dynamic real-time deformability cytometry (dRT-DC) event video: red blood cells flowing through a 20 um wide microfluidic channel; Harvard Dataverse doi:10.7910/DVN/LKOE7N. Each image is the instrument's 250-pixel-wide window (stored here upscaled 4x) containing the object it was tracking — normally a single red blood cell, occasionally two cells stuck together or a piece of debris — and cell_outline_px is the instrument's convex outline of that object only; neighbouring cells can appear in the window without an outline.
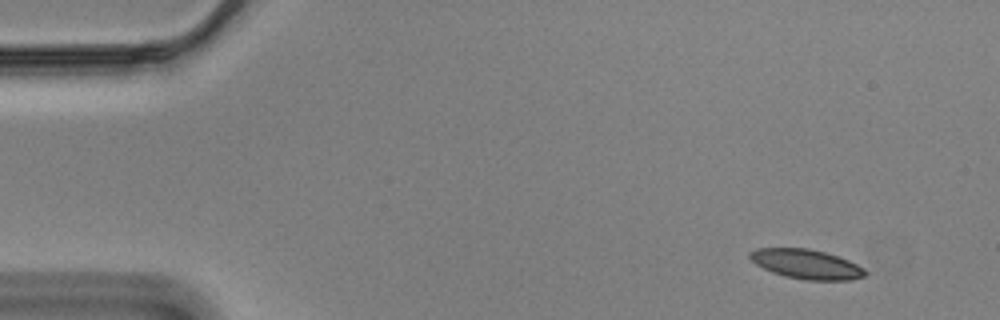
{"species": "Egyptian fruit bat (a non-hibernating species)", "species_latin": "Rousettus aegyptiacus", "temperature_condition": "cold", "stored_images_in_passage": 25, "camera_frame_rate_fps": 3000, "um_per_image_px": 0.085, "animal": {"sex": "male"}, "frame": {"image": 1, "passage_image": 1, "time_ms": 0.0, "image_size_px": [1000, 320], "cell_outline_px": [[868, 272], [864, 276], [848, 280], [804, 280], [784, 276], [772, 272], [756, 264], [748, 256], [748, 252], [756, 248], [808, 248], [824, 252], [848, 260], [864, 268]], "centroid_in_image_um": [68.52, 22.45], "position_along_channel_um": 16.5, "area_um2": 19.77}}
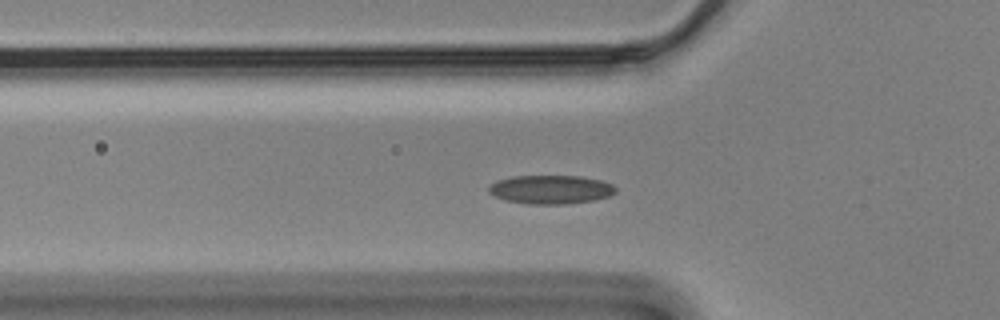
{"frame": {"image": 2, "passage_image": 15, "time_ms": 4.667, "image_size_px": [1000, 320], "cell_outline_px": [[616, 192], [608, 196], [592, 200], [564, 204], [528, 204], [508, 200], [496, 196], [488, 192], [488, 188], [496, 180], [512, 176], [580, 176], [600, 180], [612, 184], [616, 188]], "centroid_in_image_um": [46.81, 16.1], "position_along_channel_um": 79.0, "area_um2": 21.04}}
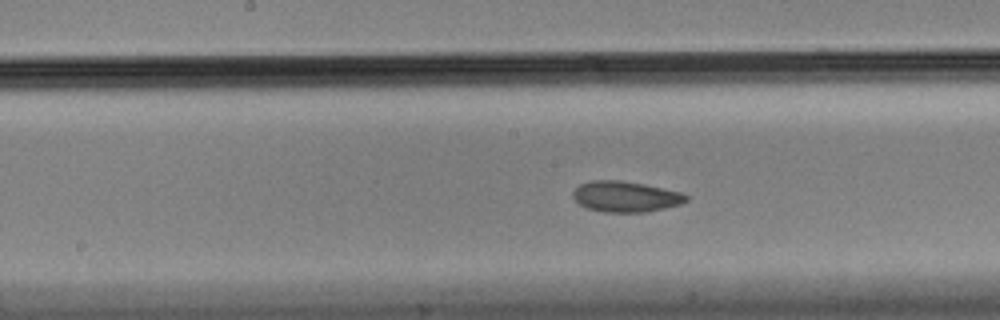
{"frame": {"image": 3, "passage_image": 25, "time_ms": 8.0, "image_size_px": [1000, 320], "cell_outline_px": [[688, 200], [680, 204], [648, 212], [604, 212], [588, 208], [580, 204], [572, 196], [572, 192], [580, 184], [592, 180], [620, 180], [644, 184], [680, 192], [688, 196]], "centroid_in_image_um": [53.17, 16.71], "position_along_channel_um": 195.0, "area_um2": 20.17}}